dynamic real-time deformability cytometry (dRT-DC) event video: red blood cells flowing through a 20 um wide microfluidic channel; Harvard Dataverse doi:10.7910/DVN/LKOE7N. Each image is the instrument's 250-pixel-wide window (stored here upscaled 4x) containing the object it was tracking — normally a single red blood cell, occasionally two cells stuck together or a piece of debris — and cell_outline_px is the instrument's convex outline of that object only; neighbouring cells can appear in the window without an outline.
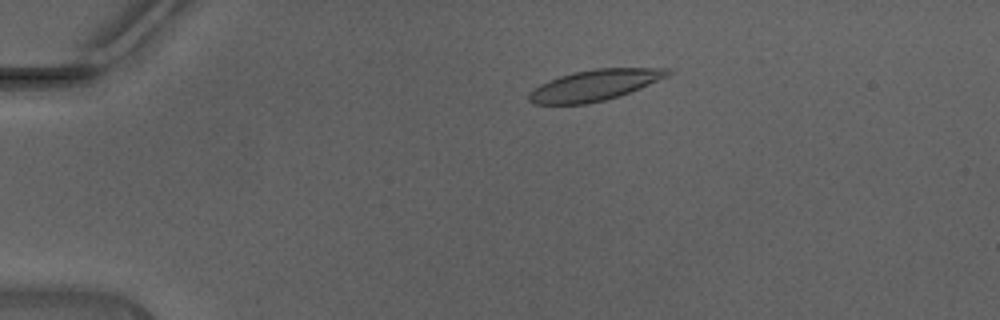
{"species": "Egyptian fruit bat (a non-hibernating species)", "species_latin": "Rousettus aegyptiacus", "temperature_condition": "warm", "stored_images_in_passage": 31, "camera_frame_rate_fps": 3000, "um_per_image_px": 0.085, "animal": {"sex": "male"}, "frame": {"image": 1, "passage_image": 2, "time_ms": 0.333, "image_size_px": [1000, 320], "cell_outline_px": [[676, 72], [668, 76], [640, 88], [604, 100], [588, 104], [536, 104], [528, 100], [528, 92], [540, 84], [560, 76], [572, 72], [596, 68], [668, 68]], "centroid_in_image_um": [50.55, 7.23], "position_along_channel_um": 34.5, "area_um2": 24.91}}
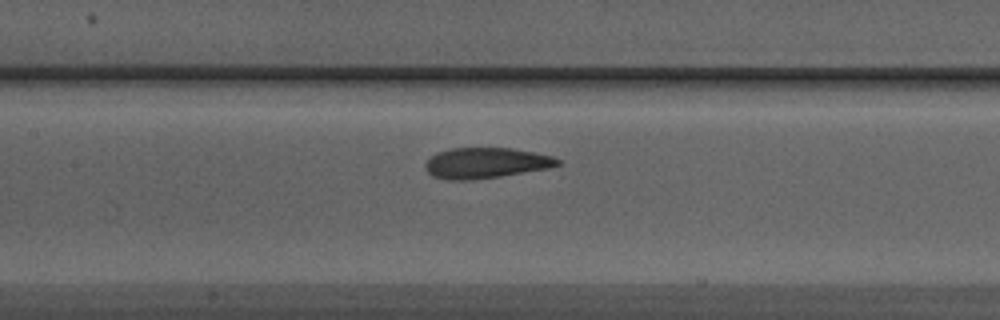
{"frame": {"image": 2, "passage_image": 15, "time_ms": 4.667, "image_size_px": [1000, 320], "cell_outline_px": [[560, 164], [548, 168], [500, 176], [472, 180], [448, 180], [432, 176], [424, 168], [424, 164], [436, 152], [452, 148], [512, 148], [552, 156], [560, 160]], "centroid_in_image_um": [41.25, 13.85], "position_along_channel_um": 166.1, "area_um2": 23.52}}
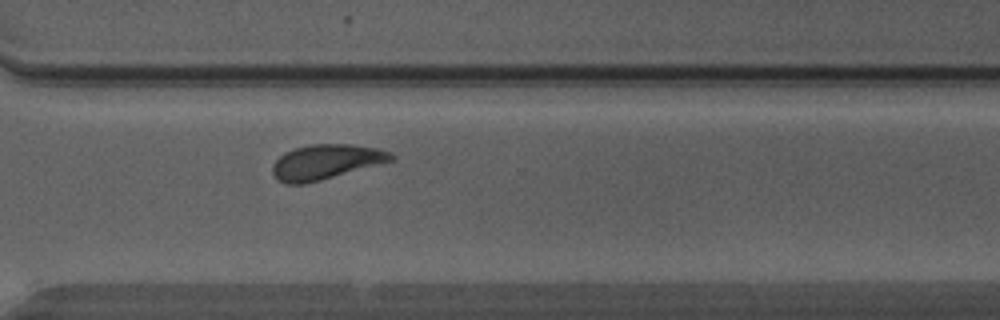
{"frame": {"image": 3, "passage_image": 27, "time_ms": 8.667, "image_size_px": [1000, 320], "cell_outline_px": [[396, 160], [320, 180], [304, 184], [284, 184], [276, 180], [272, 172], [272, 164], [284, 152], [296, 148], [312, 144], [352, 144], [380, 148], [392, 152], [396, 156]], "centroid_in_image_um": [27.73, 13.76], "position_along_channel_um": 342.9, "area_um2": 24.39}}